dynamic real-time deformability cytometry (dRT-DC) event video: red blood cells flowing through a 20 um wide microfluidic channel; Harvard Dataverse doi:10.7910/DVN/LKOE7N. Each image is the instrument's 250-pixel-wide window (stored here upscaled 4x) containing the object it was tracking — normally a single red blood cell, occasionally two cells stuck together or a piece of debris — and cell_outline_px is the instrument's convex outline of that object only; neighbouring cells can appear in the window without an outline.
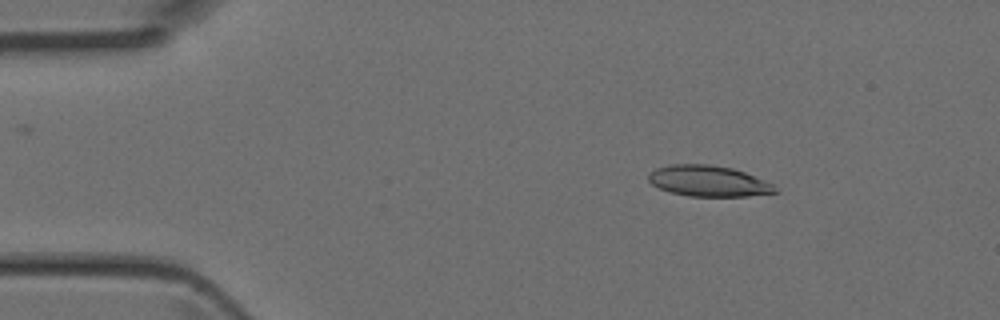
{"species": "Egyptian fruit bat (a non-hibernating species)", "species_latin": "Rousettus aegyptiacus", "temperature_condition": "room temperature", "stored_images_in_passage": 3, "camera_frame_rate_fps": 3000, "um_per_image_px": 0.085, "animal": {"sex": "female"}, "frame": {"image": 1, "passage_image": 1, "time_ms": 0.0, "image_size_px": [1000, 320], "cell_outline_px": [[776, 192], [748, 196], [688, 196], [672, 192], [660, 188], [652, 184], [648, 180], [648, 172], [656, 168], [672, 164], [708, 164], [732, 168], [744, 172], [772, 184], [776, 188]], "centroid_in_image_um": [60.17, 15.38], "position_along_channel_um": 24.8, "area_um2": 22.54}}